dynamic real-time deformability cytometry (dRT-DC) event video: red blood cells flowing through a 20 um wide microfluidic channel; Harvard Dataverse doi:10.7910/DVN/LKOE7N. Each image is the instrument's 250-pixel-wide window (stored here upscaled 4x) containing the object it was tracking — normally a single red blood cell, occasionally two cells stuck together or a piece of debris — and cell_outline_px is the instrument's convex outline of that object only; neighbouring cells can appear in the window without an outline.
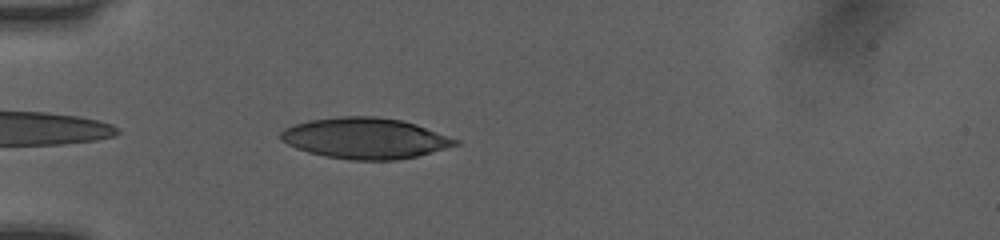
{"species": "human", "species_latin": "Homo sapiens", "temperature_condition": "room temperature", "stored_images_in_passage": 37, "camera_frame_rate_fps": 3000, "um_per_image_px": 0.085, "donor": {"sex": "female"}, "frame": {"image": 1, "passage_image": 2, "time_ms": 0.333, "image_size_px": [1000, 240], "cell_outline_px": [[460, 144], [416, 156], [396, 160], [348, 160], [324, 156], [308, 152], [296, 148], [280, 140], [280, 132], [284, 128], [308, 120], [336, 116], [376, 116], [400, 120], [416, 124], [460, 140]], "centroid_in_image_um": [31.01, 11.75], "position_along_channel_um": 54.0, "area_um2": 41.67}}
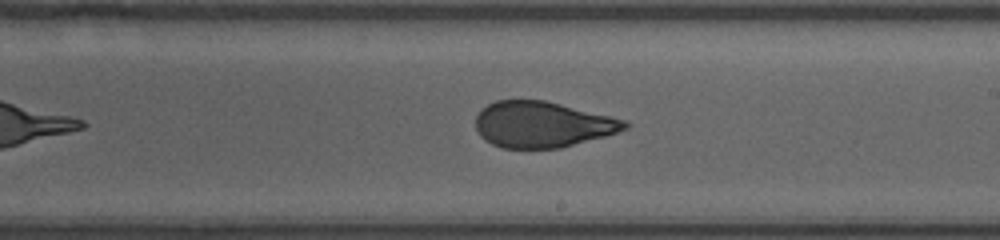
{"frame": {"image": 2, "passage_image": 17, "time_ms": 5.333, "image_size_px": [1000, 240], "cell_outline_px": [[632, 124], [628, 128], [604, 136], [560, 148], [500, 148], [484, 140], [480, 136], [476, 128], [476, 116], [488, 104], [496, 100], [544, 100], [612, 116], [628, 120]], "centroid_in_image_um": [46.11, 10.58], "position_along_channel_um": 242.9, "area_um2": 39.94}}
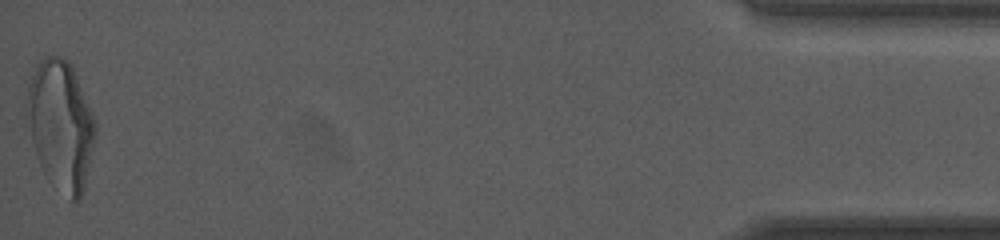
{"frame": {"image": 3, "passage_image": 37, "time_ms": 12.0, "image_size_px": [1000, 240], "cell_outline_px": [[96, 132], [84, 188], [80, 200], [72, 204], [44, 172], [36, 156], [32, 140], [28, 96], [28, 84], [40, 60], [48, 56], [60, 56], [68, 60], [76, 76], [96, 120]], "centroid_in_image_um": [5.21, 10.66], "position_along_channel_um": 430.0, "area_um2": 50.46}, "authors_computed_cell_mechanics": {"area_um2": 41.2692, "velocity_mm_per_s": 4.082, "shape_relaxation_time_tau1_ms": 7.6547, "shape_relaxation_time_tau2_ms": 1.0778, "deformation_change_tau1": 0.2548, "deformation_change_tau2": 0.0732}}